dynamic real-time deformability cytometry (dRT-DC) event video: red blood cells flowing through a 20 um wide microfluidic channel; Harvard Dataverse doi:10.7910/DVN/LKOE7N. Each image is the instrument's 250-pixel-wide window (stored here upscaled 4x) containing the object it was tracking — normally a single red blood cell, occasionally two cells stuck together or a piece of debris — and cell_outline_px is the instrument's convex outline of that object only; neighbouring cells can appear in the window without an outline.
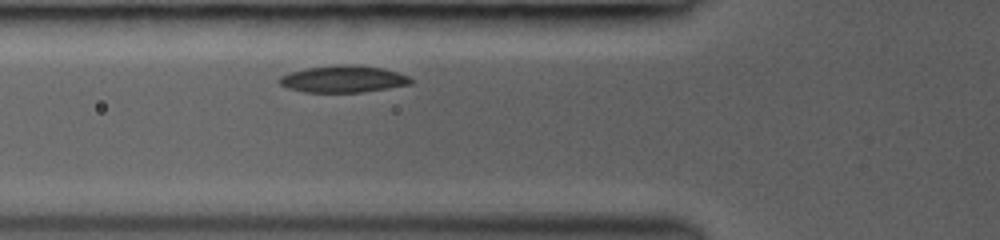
{"species": "common noctule bat (a hibernating species)", "species_latin": "Nyctalus noctula", "temperature_condition": "room temperature", "stored_images_in_passage": 4, "camera_frame_rate_fps": 3000, "um_per_image_px": 0.085, "animal": {"sex": "female", "body_mass_g": 19.0, "forearm_length_mm": 53.3}, "frame": {"image": 1, "passage_image": 3, "time_ms": 1.0, "image_size_px": [1000, 240], "cell_outline_px": [[412, 84], [360, 92], [304, 92], [288, 88], [280, 84], [276, 80], [280, 76], [292, 72], [308, 68], [336, 64], [348, 64], [384, 68], [408, 76], [412, 80]], "centroid_in_image_um": [29.15, 6.71], "position_along_channel_um": 96.6, "area_um2": 20.46}}